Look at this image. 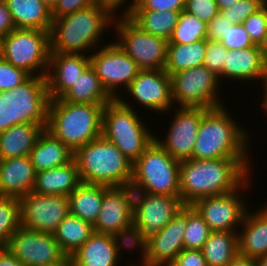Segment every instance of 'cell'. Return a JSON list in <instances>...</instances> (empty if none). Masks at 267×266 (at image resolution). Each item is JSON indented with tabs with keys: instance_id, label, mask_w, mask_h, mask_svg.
Returning a JSON list of instances; mask_svg holds the SVG:
<instances>
[{
	"instance_id": "cell-1",
	"label": "cell",
	"mask_w": 267,
	"mask_h": 266,
	"mask_svg": "<svg viewBox=\"0 0 267 266\" xmlns=\"http://www.w3.org/2000/svg\"><path fill=\"white\" fill-rule=\"evenodd\" d=\"M252 159L253 157L181 161L180 199L185 205H192L201 198L239 189L253 173Z\"/></svg>"
},
{
	"instance_id": "cell-2",
	"label": "cell",
	"mask_w": 267,
	"mask_h": 266,
	"mask_svg": "<svg viewBox=\"0 0 267 266\" xmlns=\"http://www.w3.org/2000/svg\"><path fill=\"white\" fill-rule=\"evenodd\" d=\"M228 105L207 109L201 117L192 159L250 158L249 128L229 111ZM251 149V150H250ZM250 153V154H249Z\"/></svg>"
},
{
	"instance_id": "cell-3",
	"label": "cell",
	"mask_w": 267,
	"mask_h": 266,
	"mask_svg": "<svg viewBox=\"0 0 267 266\" xmlns=\"http://www.w3.org/2000/svg\"><path fill=\"white\" fill-rule=\"evenodd\" d=\"M114 18L107 8L95 3L85 9L53 19L50 29V51L90 55L98 47L103 46L105 32L113 28Z\"/></svg>"
},
{
	"instance_id": "cell-4",
	"label": "cell",
	"mask_w": 267,
	"mask_h": 266,
	"mask_svg": "<svg viewBox=\"0 0 267 266\" xmlns=\"http://www.w3.org/2000/svg\"><path fill=\"white\" fill-rule=\"evenodd\" d=\"M105 105L50 100L46 129L71 151L102 136Z\"/></svg>"
},
{
	"instance_id": "cell-5",
	"label": "cell",
	"mask_w": 267,
	"mask_h": 266,
	"mask_svg": "<svg viewBox=\"0 0 267 266\" xmlns=\"http://www.w3.org/2000/svg\"><path fill=\"white\" fill-rule=\"evenodd\" d=\"M81 182L104 186H128L133 163L103 136L79 147L73 155Z\"/></svg>"
},
{
	"instance_id": "cell-6",
	"label": "cell",
	"mask_w": 267,
	"mask_h": 266,
	"mask_svg": "<svg viewBox=\"0 0 267 266\" xmlns=\"http://www.w3.org/2000/svg\"><path fill=\"white\" fill-rule=\"evenodd\" d=\"M113 99L103 108L102 136L116 145L134 163L155 139L153 128L148 127L139 112ZM146 123V124H145Z\"/></svg>"
},
{
	"instance_id": "cell-7",
	"label": "cell",
	"mask_w": 267,
	"mask_h": 266,
	"mask_svg": "<svg viewBox=\"0 0 267 266\" xmlns=\"http://www.w3.org/2000/svg\"><path fill=\"white\" fill-rule=\"evenodd\" d=\"M179 167L180 162L154 139L133 163L130 185L138 192L180 197Z\"/></svg>"
},
{
	"instance_id": "cell-8",
	"label": "cell",
	"mask_w": 267,
	"mask_h": 266,
	"mask_svg": "<svg viewBox=\"0 0 267 266\" xmlns=\"http://www.w3.org/2000/svg\"><path fill=\"white\" fill-rule=\"evenodd\" d=\"M50 32L15 28L3 41V58L31 76H46L50 59Z\"/></svg>"
},
{
	"instance_id": "cell-9",
	"label": "cell",
	"mask_w": 267,
	"mask_h": 266,
	"mask_svg": "<svg viewBox=\"0 0 267 266\" xmlns=\"http://www.w3.org/2000/svg\"><path fill=\"white\" fill-rule=\"evenodd\" d=\"M170 78L174 107L212 109L225 105L218 76L204 65L174 73Z\"/></svg>"
},
{
	"instance_id": "cell-10",
	"label": "cell",
	"mask_w": 267,
	"mask_h": 266,
	"mask_svg": "<svg viewBox=\"0 0 267 266\" xmlns=\"http://www.w3.org/2000/svg\"><path fill=\"white\" fill-rule=\"evenodd\" d=\"M115 42L141 70H164L168 41L143 31L128 16H115Z\"/></svg>"
},
{
	"instance_id": "cell-11",
	"label": "cell",
	"mask_w": 267,
	"mask_h": 266,
	"mask_svg": "<svg viewBox=\"0 0 267 266\" xmlns=\"http://www.w3.org/2000/svg\"><path fill=\"white\" fill-rule=\"evenodd\" d=\"M254 176L237 190L218 196H209L195 201L191 206L204 219L211 231L238 232L245 213L251 206L246 194L252 186ZM251 181V182H250ZM243 191V192H242ZM242 193V194H241ZM244 195V196H243Z\"/></svg>"
},
{
	"instance_id": "cell-12",
	"label": "cell",
	"mask_w": 267,
	"mask_h": 266,
	"mask_svg": "<svg viewBox=\"0 0 267 266\" xmlns=\"http://www.w3.org/2000/svg\"><path fill=\"white\" fill-rule=\"evenodd\" d=\"M121 92L118 100L135 111H137L138 106L140 109L143 108L145 112L151 111V113H161L162 115L174 107L171 78L165 70H140L127 89Z\"/></svg>"
},
{
	"instance_id": "cell-13",
	"label": "cell",
	"mask_w": 267,
	"mask_h": 266,
	"mask_svg": "<svg viewBox=\"0 0 267 266\" xmlns=\"http://www.w3.org/2000/svg\"><path fill=\"white\" fill-rule=\"evenodd\" d=\"M89 57L91 67L113 99L121 96L120 91H125L141 70L115 40L103 43Z\"/></svg>"
},
{
	"instance_id": "cell-14",
	"label": "cell",
	"mask_w": 267,
	"mask_h": 266,
	"mask_svg": "<svg viewBox=\"0 0 267 266\" xmlns=\"http://www.w3.org/2000/svg\"><path fill=\"white\" fill-rule=\"evenodd\" d=\"M49 102L46 76H31L22 85L9 90L11 127L33 123L46 129Z\"/></svg>"
},
{
	"instance_id": "cell-15",
	"label": "cell",
	"mask_w": 267,
	"mask_h": 266,
	"mask_svg": "<svg viewBox=\"0 0 267 266\" xmlns=\"http://www.w3.org/2000/svg\"><path fill=\"white\" fill-rule=\"evenodd\" d=\"M206 110L204 108L172 107L163 114L169 115V113H173L172 116L170 114V118L172 117L173 119L168 124L169 127L165 125L166 129L163 131V137H165L163 138L156 133L155 140L173 159L179 162L192 159L201 117ZM167 129L168 131H166Z\"/></svg>"
},
{
	"instance_id": "cell-16",
	"label": "cell",
	"mask_w": 267,
	"mask_h": 266,
	"mask_svg": "<svg viewBox=\"0 0 267 266\" xmlns=\"http://www.w3.org/2000/svg\"><path fill=\"white\" fill-rule=\"evenodd\" d=\"M20 223L27 229L52 233L70 213L65 195H46L31 191L19 198Z\"/></svg>"
},
{
	"instance_id": "cell-17",
	"label": "cell",
	"mask_w": 267,
	"mask_h": 266,
	"mask_svg": "<svg viewBox=\"0 0 267 266\" xmlns=\"http://www.w3.org/2000/svg\"><path fill=\"white\" fill-rule=\"evenodd\" d=\"M7 248L27 266H48L67 256L52 233L39 232L20 226L11 236Z\"/></svg>"
},
{
	"instance_id": "cell-18",
	"label": "cell",
	"mask_w": 267,
	"mask_h": 266,
	"mask_svg": "<svg viewBox=\"0 0 267 266\" xmlns=\"http://www.w3.org/2000/svg\"><path fill=\"white\" fill-rule=\"evenodd\" d=\"M184 206L180 197L134 191L133 223L148 239L164 228Z\"/></svg>"
},
{
	"instance_id": "cell-19",
	"label": "cell",
	"mask_w": 267,
	"mask_h": 266,
	"mask_svg": "<svg viewBox=\"0 0 267 266\" xmlns=\"http://www.w3.org/2000/svg\"><path fill=\"white\" fill-rule=\"evenodd\" d=\"M134 190L128 186H104L100 213L94 232L114 234L133 223Z\"/></svg>"
},
{
	"instance_id": "cell-20",
	"label": "cell",
	"mask_w": 267,
	"mask_h": 266,
	"mask_svg": "<svg viewBox=\"0 0 267 266\" xmlns=\"http://www.w3.org/2000/svg\"><path fill=\"white\" fill-rule=\"evenodd\" d=\"M187 205L160 231L147 239L145 266H169L184 250Z\"/></svg>"
},
{
	"instance_id": "cell-21",
	"label": "cell",
	"mask_w": 267,
	"mask_h": 266,
	"mask_svg": "<svg viewBox=\"0 0 267 266\" xmlns=\"http://www.w3.org/2000/svg\"><path fill=\"white\" fill-rule=\"evenodd\" d=\"M266 73L267 62L264 59L262 48L253 46L238 50H228L222 73L218 76V79L222 86V83H229L230 81L240 84L243 82V85H252L257 81L261 83Z\"/></svg>"
},
{
	"instance_id": "cell-22",
	"label": "cell",
	"mask_w": 267,
	"mask_h": 266,
	"mask_svg": "<svg viewBox=\"0 0 267 266\" xmlns=\"http://www.w3.org/2000/svg\"><path fill=\"white\" fill-rule=\"evenodd\" d=\"M89 66L88 54L51 52L46 75L50 100L60 99Z\"/></svg>"
},
{
	"instance_id": "cell-23",
	"label": "cell",
	"mask_w": 267,
	"mask_h": 266,
	"mask_svg": "<svg viewBox=\"0 0 267 266\" xmlns=\"http://www.w3.org/2000/svg\"><path fill=\"white\" fill-rule=\"evenodd\" d=\"M262 206L248 208L237 232L239 253L252 259L267 255V202Z\"/></svg>"
},
{
	"instance_id": "cell-24",
	"label": "cell",
	"mask_w": 267,
	"mask_h": 266,
	"mask_svg": "<svg viewBox=\"0 0 267 266\" xmlns=\"http://www.w3.org/2000/svg\"><path fill=\"white\" fill-rule=\"evenodd\" d=\"M36 173L30 156L0 160V196L19 199L30 193Z\"/></svg>"
},
{
	"instance_id": "cell-25",
	"label": "cell",
	"mask_w": 267,
	"mask_h": 266,
	"mask_svg": "<svg viewBox=\"0 0 267 266\" xmlns=\"http://www.w3.org/2000/svg\"><path fill=\"white\" fill-rule=\"evenodd\" d=\"M70 258L74 266H119L121 263L112 236L97 232Z\"/></svg>"
},
{
	"instance_id": "cell-26",
	"label": "cell",
	"mask_w": 267,
	"mask_h": 266,
	"mask_svg": "<svg viewBox=\"0 0 267 266\" xmlns=\"http://www.w3.org/2000/svg\"><path fill=\"white\" fill-rule=\"evenodd\" d=\"M81 183L76 161L36 173L34 193L69 196Z\"/></svg>"
},
{
	"instance_id": "cell-27",
	"label": "cell",
	"mask_w": 267,
	"mask_h": 266,
	"mask_svg": "<svg viewBox=\"0 0 267 266\" xmlns=\"http://www.w3.org/2000/svg\"><path fill=\"white\" fill-rule=\"evenodd\" d=\"M41 124H17L0 133V160L29 156L44 132Z\"/></svg>"
},
{
	"instance_id": "cell-28",
	"label": "cell",
	"mask_w": 267,
	"mask_h": 266,
	"mask_svg": "<svg viewBox=\"0 0 267 266\" xmlns=\"http://www.w3.org/2000/svg\"><path fill=\"white\" fill-rule=\"evenodd\" d=\"M74 152L47 130L39 136L30 152L36 172L64 166L73 160Z\"/></svg>"
},
{
	"instance_id": "cell-29",
	"label": "cell",
	"mask_w": 267,
	"mask_h": 266,
	"mask_svg": "<svg viewBox=\"0 0 267 266\" xmlns=\"http://www.w3.org/2000/svg\"><path fill=\"white\" fill-rule=\"evenodd\" d=\"M16 28L49 31L53 22L51 9L41 0H4Z\"/></svg>"
},
{
	"instance_id": "cell-30",
	"label": "cell",
	"mask_w": 267,
	"mask_h": 266,
	"mask_svg": "<svg viewBox=\"0 0 267 266\" xmlns=\"http://www.w3.org/2000/svg\"><path fill=\"white\" fill-rule=\"evenodd\" d=\"M104 185L81 182L68 196L70 214L94 225L102 206Z\"/></svg>"
},
{
	"instance_id": "cell-31",
	"label": "cell",
	"mask_w": 267,
	"mask_h": 266,
	"mask_svg": "<svg viewBox=\"0 0 267 266\" xmlns=\"http://www.w3.org/2000/svg\"><path fill=\"white\" fill-rule=\"evenodd\" d=\"M60 99L71 103L100 105H106L113 100L103 87L91 65Z\"/></svg>"
},
{
	"instance_id": "cell-32",
	"label": "cell",
	"mask_w": 267,
	"mask_h": 266,
	"mask_svg": "<svg viewBox=\"0 0 267 266\" xmlns=\"http://www.w3.org/2000/svg\"><path fill=\"white\" fill-rule=\"evenodd\" d=\"M94 233V226L68 214L53 232L55 240L67 257H71Z\"/></svg>"
},
{
	"instance_id": "cell-33",
	"label": "cell",
	"mask_w": 267,
	"mask_h": 266,
	"mask_svg": "<svg viewBox=\"0 0 267 266\" xmlns=\"http://www.w3.org/2000/svg\"><path fill=\"white\" fill-rule=\"evenodd\" d=\"M201 251L207 266H227L239 252L238 234L229 231H212Z\"/></svg>"
},
{
	"instance_id": "cell-34",
	"label": "cell",
	"mask_w": 267,
	"mask_h": 266,
	"mask_svg": "<svg viewBox=\"0 0 267 266\" xmlns=\"http://www.w3.org/2000/svg\"><path fill=\"white\" fill-rule=\"evenodd\" d=\"M180 11L132 10L127 16L143 31L169 41Z\"/></svg>"
},
{
	"instance_id": "cell-35",
	"label": "cell",
	"mask_w": 267,
	"mask_h": 266,
	"mask_svg": "<svg viewBox=\"0 0 267 266\" xmlns=\"http://www.w3.org/2000/svg\"><path fill=\"white\" fill-rule=\"evenodd\" d=\"M206 53V39L192 44H168L164 70L174 73L203 65Z\"/></svg>"
},
{
	"instance_id": "cell-36",
	"label": "cell",
	"mask_w": 267,
	"mask_h": 266,
	"mask_svg": "<svg viewBox=\"0 0 267 266\" xmlns=\"http://www.w3.org/2000/svg\"><path fill=\"white\" fill-rule=\"evenodd\" d=\"M111 236L114 241L117 257L119 260H121L124 252L132 253V251L134 250L135 252L139 251V253L136 254H139L138 260H140H137V262H135L136 264L132 261L131 266L145 265L147 239L144 237L140 228L135 223L122 228Z\"/></svg>"
},
{
	"instance_id": "cell-37",
	"label": "cell",
	"mask_w": 267,
	"mask_h": 266,
	"mask_svg": "<svg viewBox=\"0 0 267 266\" xmlns=\"http://www.w3.org/2000/svg\"><path fill=\"white\" fill-rule=\"evenodd\" d=\"M207 37V24L186 11H181L168 44H192Z\"/></svg>"
},
{
	"instance_id": "cell-38",
	"label": "cell",
	"mask_w": 267,
	"mask_h": 266,
	"mask_svg": "<svg viewBox=\"0 0 267 266\" xmlns=\"http://www.w3.org/2000/svg\"><path fill=\"white\" fill-rule=\"evenodd\" d=\"M20 226L19 199L0 196V247H7L11 236Z\"/></svg>"
},
{
	"instance_id": "cell-39",
	"label": "cell",
	"mask_w": 267,
	"mask_h": 266,
	"mask_svg": "<svg viewBox=\"0 0 267 266\" xmlns=\"http://www.w3.org/2000/svg\"><path fill=\"white\" fill-rule=\"evenodd\" d=\"M211 232L197 211L191 205H187V224L183 238L184 249L201 250Z\"/></svg>"
},
{
	"instance_id": "cell-40",
	"label": "cell",
	"mask_w": 267,
	"mask_h": 266,
	"mask_svg": "<svg viewBox=\"0 0 267 266\" xmlns=\"http://www.w3.org/2000/svg\"><path fill=\"white\" fill-rule=\"evenodd\" d=\"M242 25L253 44L261 47L267 36V4L247 17Z\"/></svg>"
},
{
	"instance_id": "cell-41",
	"label": "cell",
	"mask_w": 267,
	"mask_h": 266,
	"mask_svg": "<svg viewBox=\"0 0 267 266\" xmlns=\"http://www.w3.org/2000/svg\"><path fill=\"white\" fill-rule=\"evenodd\" d=\"M265 4V0H239L220 12L233 24H242Z\"/></svg>"
},
{
	"instance_id": "cell-42",
	"label": "cell",
	"mask_w": 267,
	"mask_h": 266,
	"mask_svg": "<svg viewBox=\"0 0 267 266\" xmlns=\"http://www.w3.org/2000/svg\"><path fill=\"white\" fill-rule=\"evenodd\" d=\"M31 75L0 58V92L9 91L26 82Z\"/></svg>"
},
{
	"instance_id": "cell-43",
	"label": "cell",
	"mask_w": 267,
	"mask_h": 266,
	"mask_svg": "<svg viewBox=\"0 0 267 266\" xmlns=\"http://www.w3.org/2000/svg\"><path fill=\"white\" fill-rule=\"evenodd\" d=\"M227 54L228 49L221 42L206 39V53L203 65L216 76H219L222 73Z\"/></svg>"
},
{
	"instance_id": "cell-44",
	"label": "cell",
	"mask_w": 267,
	"mask_h": 266,
	"mask_svg": "<svg viewBox=\"0 0 267 266\" xmlns=\"http://www.w3.org/2000/svg\"><path fill=\"white\" fill-rule=\"evenodd\" d=\"M219 42H221L228 50H238L256 46L251 41L242 24L231 25Z\"/></svg>"
},
{
	"instance_id": "cell-45",
	"label": "cell",
	"mask_w": 267,
	"mask_h": 266,
	"mask_svg": "<svg viewBox=\"0 0 267 266\" xmlns=\"http://www.w3.org/2000/svg\"><path fill=\"white\" fill-rule=\"evenodd\" d=\"M184 11L206 24L220 12L216 0H185Z\"/></svg>"
},
{
	"instance_id": "cell-46",
	"label": "cell",
	"mask_w": 267,
	"mask_h": 266,
	"mask_svg": "<svg viewBox=\"0 0 267 266\" xmlns=\"http://www.w3.org/2000/svg\"><path fill=\"white\" fill-rule=\"evenodd\" d=\"M185 0H138L133 10L184 11Z\"/></svg>"
},
{
	"instance_id": "cell-47",
	"label": "cell",
	"mask_w": 267,
	"mask_h": 266,
	"mask_svg": "<svg viewBox=\"0 0 267 266\" xmlns=\"http://www.w3.org/2000/svg\"><path fill=\"white\" fill-rule=\"evenodd\" d=\"M97 3L96 0H57L51 10L52 19H56Z\"/></svg>"
},
{
	"instance_id": "cell-48",
	"label": "cell",
	"mask_w": 267,
	"mask_h": 266,
	"mask_svg": "<svg viewBox=\"0 0 267 266\" xmlns=\"http://www.w3.org/2000/svg\"><path fill=\"white\" fill-rule=\"evenodd\" d=\"M169 266H207L201 250L184 249Z\"/></svg>"
},
{
	"instance_id": "cell-49",
	"label": "cell",
	"mask_w": 267,
	"mask_h": 266,
	"mask_svg": "<svg viewBox=\"0 0 267 266\" xmlns=\"http://www.w3.org/2000/svg\"><path fill=\"white\" fill-rule=\"evenodd\" d=\"M233 25L229 20L225 19V16L219 12L208 24H207V37L209 41H220L225 35L229 27Z\"/></svg>"
},
{
	"instance_id": "cell-50",
	"label": "cell",
	"mask_w": 267,
	"mask_h": 266,
	"mask_svg": "<svg viewBox=\"0 0 267 266\" xmlns=\"http://www.w3.org/2000/svg\"><path fill=\"white\" fill-rule=\"evenodd\" d=\"M137 1L138 0H96L97 4L107 8L114 16H127L133 10Z\"/></svg>"
},
{
	"instance_id": "cell-51",
	"label": "cell",
	"mask_w": 267,
	"mask_h": 266,
	"mask_svg": "<svg viewBox=\"0 0 267 266\" xmlns=\"http://www.w3.org/2000/svg\"><path fill=\"white\" fill-rule=\"evenodd\" d=\"M11 127L9 91L0 92V133Z\"/></svg>"
},
{
	"instance_id": "cell-52",
	"label": "cell",
	"mask_w": 267,
	"mask_h": 266,
	"mask_svg": "<svg viewBox=\"0 0 267 266\" xmlns=\"http://www.w3.org/2000/svg\"><path fill=\"white\" fill-rule=\"evenodd\" d=\"M11 13L4 0H0V35L7 36L15 29Z\"/></svg>"
},
{
	"instance_id": "cell-53",
	"label": "cell",
	"mask_w": 267,
	"mask_h": 266,
	"mask_svg": "<svg viewBox=\"0 0 267 266\" xmlns=\"http://www.w3.org/2000/svg\"><path fill=\"white\" fill-rule=\"evenodd\" d=\"M0 266H27L19 261L7 247H0Z\"/></svg>"
},
{
	"instance_id": "cell-54",
	"label": "cell",
	"mask_w": 267,
	"mask_h": 266,
	"mask_svg": "<svg viewBox=\"0 0 267 266\" xmlns=\"http://www.w3.org/2000/svg\"><path fill=\"white\" fill-rule=\"evenodd\" d=\"M227 266H255V259L249 258L238 252Z\"/></svg>"
},
{
	"instance_id": "cell-55",
	"label": "cell",
	"mask_w": 267,
	"mask_h": 266,
	"mask_svg": "<svg viewBox=\"0 0 267 266\" xmlns=\"http://www.w3.org/2000/svg\"><path fill=\"white\" fill-rule=\"evenodd\" d=\"M261 87H262V95L260 97V99L262 98V102L259 106L262 107V110L264 112V115L267 116V73L265 74V76L262 78L261 80ZM267 118V117H265Z\"/></svg>"
},
{
	"instance_id": "cell-56",
	"label": "cell",
	"mask_w": 267,
	"mask_h": 266,
	"mask_svg": "<svg viewBox=\"0 0 267 266\" xmlns=\"http://www.w3.org/2000/svg\"><path fill=\"white\" fill-rule=\"evenodd\" d=\"M237 1L239 0H216V3L218 5L219 11H221L222 9L232 6Z\"/></svg>"
},
{
	"instance_id": "cell-57",
	"label": "cell",
	"mask_w": 267,
	"mask_h": 266,
	"mask_svg": "<svg viewBox=\"0 0 267 266\" xmlns=\"http://www.w3.org/2000/svg\"><path fill=\"white\" fill-rule=\"evenodd\" d=\"M255 266H267V255L260 258H256Z\"/></svg>"
},
{
	"instance_id": "cell-58",
	"label": "cell",
	"mask_w": 267,
	"mask_h": 266,
	"mask_svg": "<svg viewBox=\"0 0 267 266\" xmlns=\"http://www.w3.org/2000/svg\"><path fill=\"white\" fill-rule=\"evenodd\" d=\"M71 264V258L66 257L63 261L53 264V265H48V266H69Z\"/></svg>"
},
{
	"instance_id": "cell-59",
	"label": "cell",
	"mask_w": 267,
	"mask_h": 266,
	"mask_svg": "<svg viewBox=\"0 0 267 266\" xmlns=\"http://www.w3.org/2000/svg\"><path fill=\"white\" fill-rule=\"evenodd\" d=\"M46 6H48L51 10L55 6L57 0H41Z\"/></svg>"
},
{
	"instance_id": "cell-60",
	"label": "cell",
	"mask_w": 267,
	"mask_h": 266,
	"mask_svg": "<svg viewBox=\"0 0 267 266\" xmlns=\"http://www.w3.org/2000/svg\"><path fill=\"white\" fill-rule=\"evenodd\" d=\"M261 48H262V52L264 55V59L267 62V36H266V40H265L264 44L261 46Z\"/></svg>"
},
{
	"instance_id": "cell-61",
	"label": "cell",
	"mask_w": 267,
	"mask_h": 266,
	"mask_svg": "<svg viewBox=\"0 0 267 266\" xmlns=\"http://www.w3.org/2000/svg\"><path fill=\"white\" fill-rule=\"evenodd\" d=\"M3 41L4 36L0 35V58H3Z\"/></svg>"
}]
</instances>
